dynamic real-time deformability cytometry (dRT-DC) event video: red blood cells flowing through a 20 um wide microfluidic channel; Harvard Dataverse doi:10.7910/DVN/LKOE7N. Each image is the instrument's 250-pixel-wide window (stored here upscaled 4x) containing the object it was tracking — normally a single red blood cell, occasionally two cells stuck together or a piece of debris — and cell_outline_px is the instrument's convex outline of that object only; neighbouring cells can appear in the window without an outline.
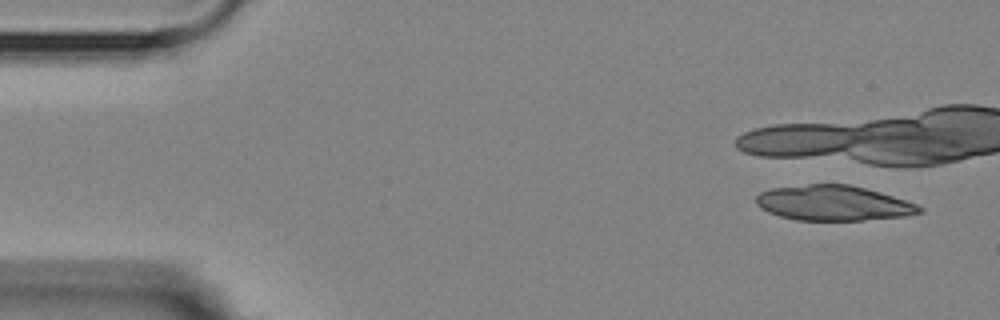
{"species": "Egyptian fruit bat (a non-hibernating species)", "species_latin": "Rousettus aegyptiacus", "temperature_condition": "room temperature", "stored_images_in_passage": 5, "camera_frame_rate_fps": 3000, "um_per_image_px": 0.085, "animal": {"sex": "female"}, "frame": {"image": 1, "passage_image": 1, "time_ms": 0.0, "image_size_px": [1000, 320], "cell_outline_px": [[924, 212], [904, 216], [864, 220], [796, 220], [780, 216], [768, 212], [760, 208], [756, 204], [756, 196], [760, 192], [772, 188], [808, 184], [848, 184], [880, 192], [916, 204], [924, 208]], "centroid_in_image_um": [70.82, 17.26], "position_along_channel_um": 14.2, "area_um2": 33.35}}